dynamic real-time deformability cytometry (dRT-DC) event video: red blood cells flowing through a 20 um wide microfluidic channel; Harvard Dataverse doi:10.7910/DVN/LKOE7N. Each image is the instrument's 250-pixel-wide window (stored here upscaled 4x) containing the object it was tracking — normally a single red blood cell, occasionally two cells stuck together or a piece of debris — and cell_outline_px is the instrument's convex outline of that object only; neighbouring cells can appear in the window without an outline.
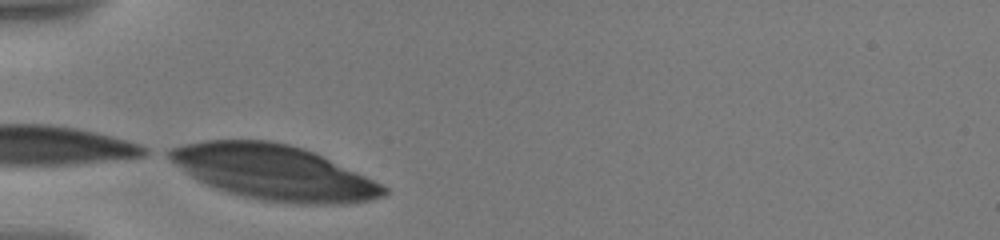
{"species": "human", "species_latin": "Homo sapiens", "temperature_condition": "warm", "stored_images_in_passage": 2, "camera_frame_rate_fps": 3000, "um_per_image_px": 0.085, "donor": {"sex": "male"}, "frame": {"image": 1, "passage_image": 1, "time_ms": 0.0, "image_size_px": [1000, 240], "cell_outline_px": [[388, 192], [384, 196], [352, 204], [296, 204], [260, 200], [228, 192], [204, 184], [196, 180], [176, 164], [164, 152], [172, 148], [184, 144], [208, 140], [268, 140], [288, 144], [304, 148], [356, 172], [388, 188]], "centroid_in_image_um": [23.26, 14.66], "position_along_channel_um": 61.7, "area_um2": 68.15}}